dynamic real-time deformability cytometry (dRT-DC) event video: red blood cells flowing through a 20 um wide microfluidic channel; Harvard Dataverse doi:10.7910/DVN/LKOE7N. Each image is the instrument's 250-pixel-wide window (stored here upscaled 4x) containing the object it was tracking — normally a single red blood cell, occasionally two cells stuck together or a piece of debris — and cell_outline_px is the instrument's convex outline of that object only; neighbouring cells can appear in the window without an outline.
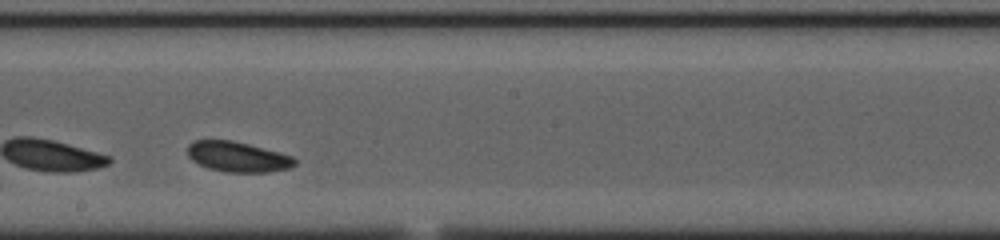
{"species": "common noctule bat (a hibernating species)", "species_latin": "Nyctalus noctula", "temperature_condition": "cold", "stored_images_in_passage": 30, "camera_frame_rate_fps": 3000, "um_per_image_px": 0.085, "animal": {"sex": "female", "body_mass_g": 23.0, "forearm_length_mm": 53.4}, "frame": {"image": 1, "passage_image": 18, "time_ms": 5.667, "image_size_px": [1000, 240], "cell_outline_px": [[296, 164], [288, 168], [268, 172], [228, 172], [208, 168], [192, 160], [188, 156], [188, 144], [196, 140], [232, 140], [248, 144], [292, 156], [296, 160]], "centroid_in_image_um": [20.19, 13.33], "position_along_channel_um": 228.0, "area_um2": 18.67}, "authors_computed_cell_mechanics": {"area_um2": 18.7272, "velocity_mm_per_s": 3.5756, "shape_relaxation_time_tau1_ms": 1.8458, "shape_relaxation_time_tau2_ms": 8.9007, "deformation_change_tau1": 0.0996, "deformation_change_tau2": 0.1057}}